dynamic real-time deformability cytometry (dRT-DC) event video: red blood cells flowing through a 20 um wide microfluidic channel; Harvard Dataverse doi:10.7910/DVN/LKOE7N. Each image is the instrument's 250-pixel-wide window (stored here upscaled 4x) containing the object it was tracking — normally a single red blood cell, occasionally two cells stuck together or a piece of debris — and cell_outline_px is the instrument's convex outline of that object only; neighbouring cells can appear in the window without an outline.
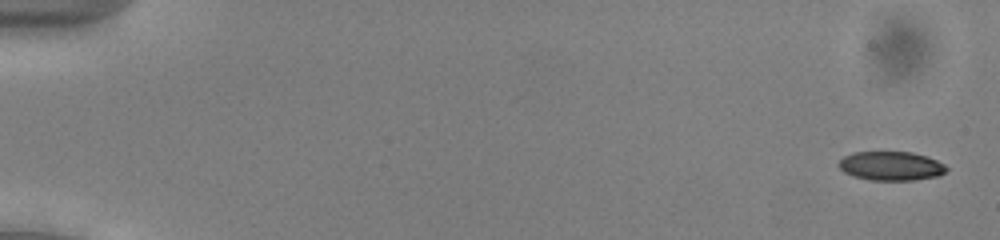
{"species": "common noctule bat (a hibernating species)", "species_latin": "Nyctalus noctula", "temperature_condition": "cold", "stored_images_in_passage": 53, "camera_frame_rate_fps": 3000, "um_per_image_px": 0.085, "animal": {"sex": "male", "body_mass_g": 13.0, "forearm_length_mm": 53.1}, "frame": {"image": 1, "passage_image": 2, "time_ms": 0.333, "image_size_px": [1000, 240], "cell_outline_px": [[948, 168], [940, 176], [916, 180], [868, 180], [852, 176], [844, 172], [836, 164], [844, 156], [852, 152], [912, 152], [928, 156], [944, 164]], "centroid_in_image_um": [75.73, 14.11], "position_along_channel_um": 9.3, "area_um2": 18.44}}
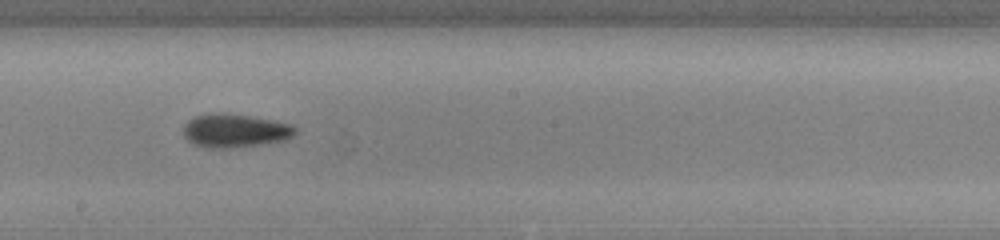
{"frame": {"image": 2, "passage_image": 31, "time_ms": 10.0, "image_size_px": [1000, 240], "cell_outline_px": [[296, 132], [288, 140], [232, 148], [204, 148], [188, 140], [184, 136], [184, 124], [188, 120], [196, 116], [216, 112], [248, 116], [276, 120], [292, 124], [296, 128]], "centroid_in_image_um": [20.0, 11.11], "position_along_channel_um": 228.2, "area_um2": 21.91}}
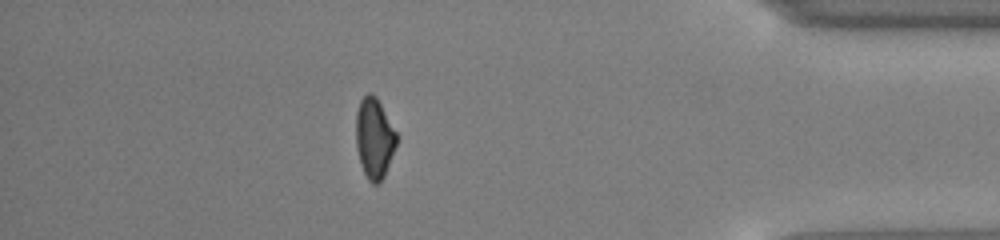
{"frame": {"image": 3, "passage_image": 47, "time_ms": 15.333, "image_size_px": [1000, 240], "cell_outline_px": [[396, 144], [384, 176], [376, 184], [372, 184], [368, 180], [360, 164], [356, 148], [356, 112], [360, 100], [368, 92], [372, 92], [376, 96], [396, 132]], "centroid_in_image_um": [31.78, 11.73], "position_along_channel_um": 403.4, "area_um2": 18.84}, "authors_computed_cell_mechanics": {"area_um2": 19.7098, "velocity_mm_per_s": 3.9612, "shape_relaxation_time_tau1_ms": 2.3045, "shape_relaxation_time_tau2_ms": null, "deformation_change_tau1": 0.0898, "deformation_change_tau2": null}}